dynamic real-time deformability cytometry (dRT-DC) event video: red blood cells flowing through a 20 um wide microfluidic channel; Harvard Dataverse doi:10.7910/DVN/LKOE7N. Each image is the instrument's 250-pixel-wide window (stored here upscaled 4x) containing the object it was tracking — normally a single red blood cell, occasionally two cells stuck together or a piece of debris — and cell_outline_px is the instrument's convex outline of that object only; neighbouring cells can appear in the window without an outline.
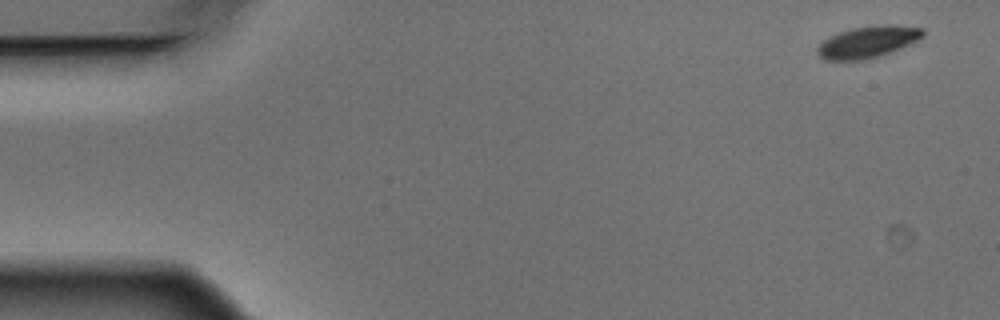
{"species": "Egyptian fruit bat (a non-hibernating species)", "species_latin": "Rousettus aegyptiacus", "temperature_condition": "warm", "stored_images_in_passage": 4, "camera_frame_rate_fps": 3000, "um_per_image_px": 0.085, "animal": {"sex": "male"}, "frame": {"image": 1, "passage_image": 1, "time_ms": 0.0, "image_size_px": [1000, 320], "cell_outline_px": [[924, 36], [920, 40], [892, 52], [880, 56], [864, 60], [824, 60], [816, 52], [816, 48], [828, 36], [852, 28], [884, 24], [888, 24], [924, 28]], "centroid_in_image_um": [73.79, 3.57], "position_along_channel_um": 11.2, "area_um2": 19.71}}
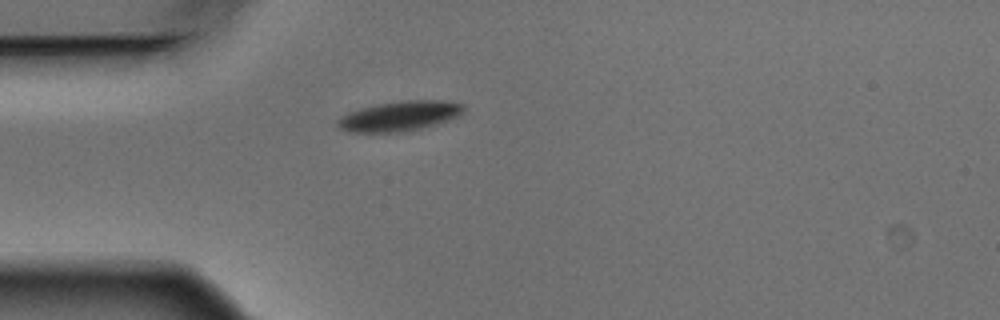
{"frame": {"image": 2, "passage_image": 4, "time_ms": 1.0, "image_size_px": [1000, 320], "cell_outline_px": [[464, 112], [460, 116], [448, 120], [420, 128], [404, 132], [352, 132], [340, 128], [336, 124], [336, 120], [348, 112], [360, 108], [380, 104], [404, 100], [444, 100], [464, 104]], "centroid_in_image_um": [33.98, 9.86], "position_along_channel_um": 51.0, "area_um2": 21.91}}